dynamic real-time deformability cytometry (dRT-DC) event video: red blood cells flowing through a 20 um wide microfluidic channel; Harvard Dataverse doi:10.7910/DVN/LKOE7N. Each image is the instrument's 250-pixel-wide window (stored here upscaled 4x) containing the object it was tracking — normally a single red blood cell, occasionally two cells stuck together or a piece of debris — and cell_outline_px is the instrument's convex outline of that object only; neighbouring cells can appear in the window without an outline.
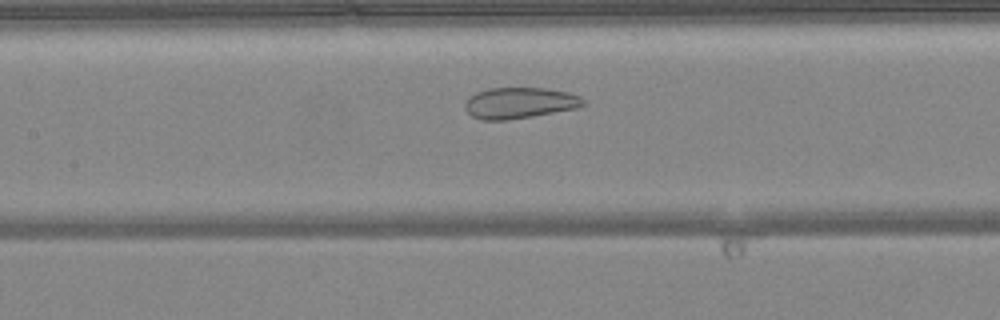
{"species": "common noctule bat (a hibernating species)", "species_latin": "Nyctalus noctula", "temperature_condition": "warm", "stored_images_in_passage": 39, "camera_frame_rate_fps": 3000, "um_per_image_px": 0.085, "animal": {"sex": "female", "body_mass_g": 24.6, "forearm_length_mm": 56.2}, "frame": {"image": 1, "passage_image": 15, "time_ms": 4.667, "image_size_px": [1000, 320], "cell_outline_px": [[584, 104], [576, 108], [532, 116], [508, 120], [480, 120], [472, 116], [464, 108], [464, 104], [476, 92], [488, 88], [544, 88], [568, 92], [580, 96], [584, 100]], "centroid_in_image_um": [44.14, 8.75], "position_along_channel_um": 163.3, "area_um2": 21.27}}
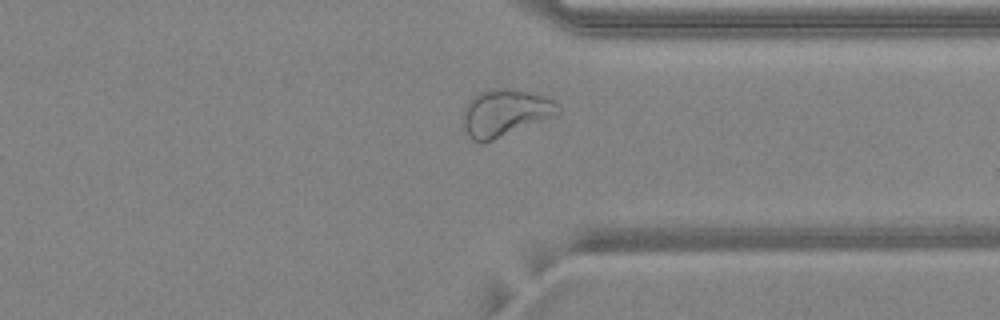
{"frame": {"image": 2, "passage_image": 30, "time_ms": 9.667, "image_size_px": [1000, 320], "cell_outline_px": [[560, 112], [552, 116], [492, 140], [480, 144], [472, 140], [468, 136], [464, 128], [464, 108], [468, 100], [480, 92], [492, 88], [504, 88], [544, 96], [552, 100], [560, 108]], "centroid_in_image_um": [42.86, 9.59], "position_along_channel_um": 368.5, "area_um2": 25.37}}
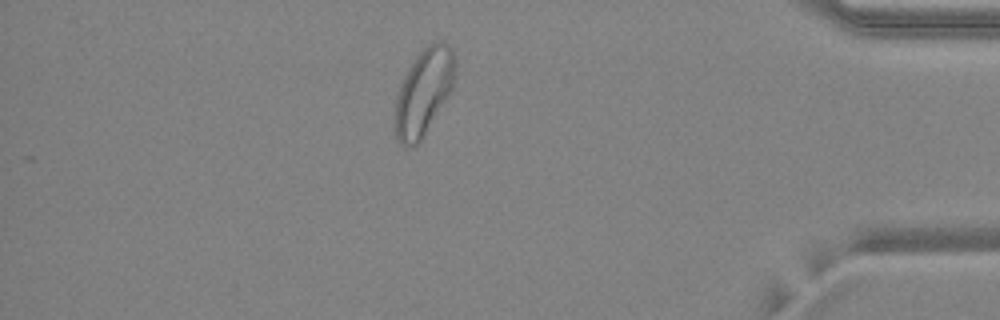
{"frame": {"image": 3, "passage_image": 35, "time_ms": 11.333, "image_size_px": [1000, 320], "cell_outline_px": [[456, 64], [452, 88], [448, 96], [420, 140], [416, 144], [404, 148], [396, 140], [396, 96], [400, 84], [408, 68], [416, 56], [428, 44], [436, 40], [440, 40], [448, 44], [456, 56]], "centroid_in_image_um": [36.03, 7.77], "position_along_channel_um": 399.2, "area_um2": 30.0}}